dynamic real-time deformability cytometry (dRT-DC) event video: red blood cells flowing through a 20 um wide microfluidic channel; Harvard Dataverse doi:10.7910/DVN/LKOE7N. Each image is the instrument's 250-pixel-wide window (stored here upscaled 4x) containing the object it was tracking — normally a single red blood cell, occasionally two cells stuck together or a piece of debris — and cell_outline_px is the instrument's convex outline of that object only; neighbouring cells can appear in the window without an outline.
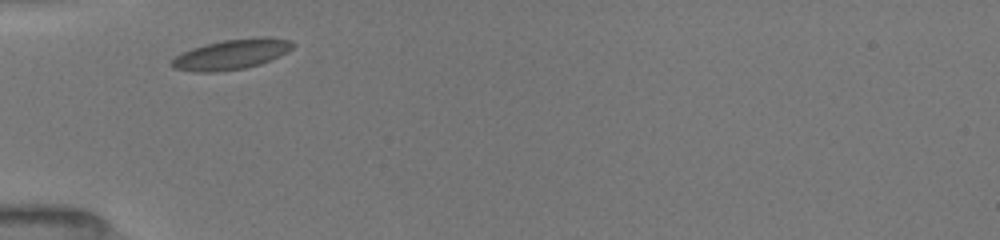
{"species": "common noctule bat (a hibernating species)", "species_latin": "Nyctalus noctula", "temperature_condition": "room temperature", "stored_images_in_passage": 12, "camera_frame_rate_fps": 3000, "um_per_image_px": 0.085, "animal": {"sex": "female", "body_mass_g": 19.5, "forearm_length_mm": 54.1}, "frame": {"image": 1, "passage_image": 1, "time_ms": 0.0, "image_size_px": [1000, 240], "cell_outline_px": [[296, 44], [288, 52], [280, 56], [260, 64], [244, 68], [216, 72], [196, 72], [172, 68], [172, 60], [176, 56], [192, 48], [204, 44], [224, 40], [260, 36], [268, 36], [292, 40]], "centroid_in_image_um": [19.74, 4.6], "position_along_channel_um": 65.3, "area_um2": 21.39}}
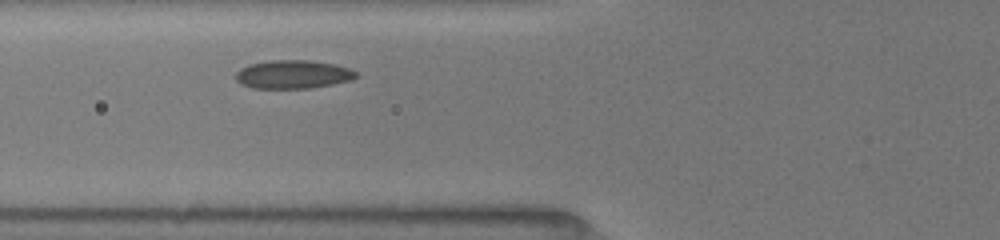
{"frame": {"image": 2, "passage_image": 8, "time_ms": 1.0, "image_size_px": [1000, 240], "cell_outline_px": [[356, 76], [352, 80], [332, 84], [308, 88], [252, 88], [240, 84], [236, 80], [236, 72], [240, 68], [248, 64], [268, 60], [308, 60], [336, 64], [352, 68], [356, 72]], "centroid_in_image_um": [24.89, 6.31], "position_along_channel_um": 100.9, "area_um2": 20.11}}